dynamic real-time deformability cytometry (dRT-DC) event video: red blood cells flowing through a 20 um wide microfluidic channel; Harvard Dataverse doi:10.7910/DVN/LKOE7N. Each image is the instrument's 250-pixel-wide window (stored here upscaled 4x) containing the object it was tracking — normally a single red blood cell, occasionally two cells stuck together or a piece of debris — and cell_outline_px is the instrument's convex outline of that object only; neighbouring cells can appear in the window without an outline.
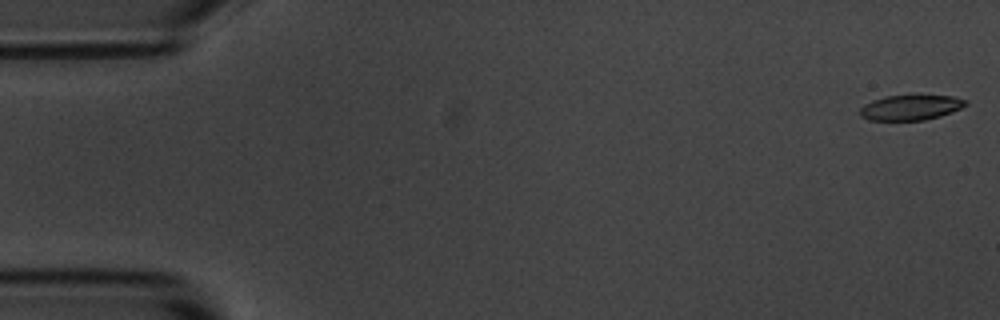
{"species": "common noctule bat (a hibernating species)", "species_latin": "Nyctalus noctula", "temperature_condition": "room temperature", "stored_images_in_passage": 55, "camera_frame_rate_fps": 3000, "um_per_image_px": 0.085, "animal": {"sex": "male", "body_mass_g": 20.1, "forearm_length_mm": 53.5}, "frame": {"image": 1, "passage_image": 1, "time_ms": 0.0, "image_size_px": [1000, 320], "cell_outline_px": [[968, 104], [952, 112], [940, 116], [924, 120], [868, 120], [860, 116], [860, 108], [864, 104], [872, 100], [884, 96], [952, 96], [968, 100]], "centroid_in_image_um": [77.39, 9.14], "position_along_channel_um": 7.6, "area_um2": 15.43}}
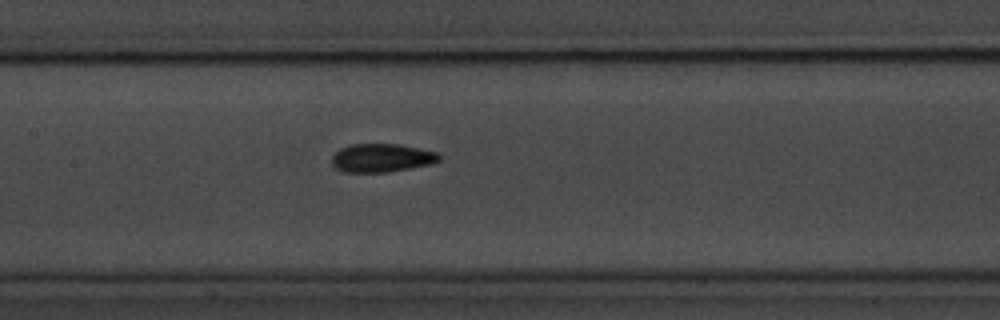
{"frame": {"image": 2, "passage_image": 26, "time_ms": 8.333, "image_size_px": [1000, 320], "cell_outline_px": [[440, 160], [432, 164], [388, 172], [344, 172], [336, 168], [332, 164], [332, 156], [340, 148], [352, 144], [400, 144], [440, 152]], "centroid_in_image_um": [32.47, 13.42], "position_along_channel_um": 174.9, "area_um2": 17.92}}
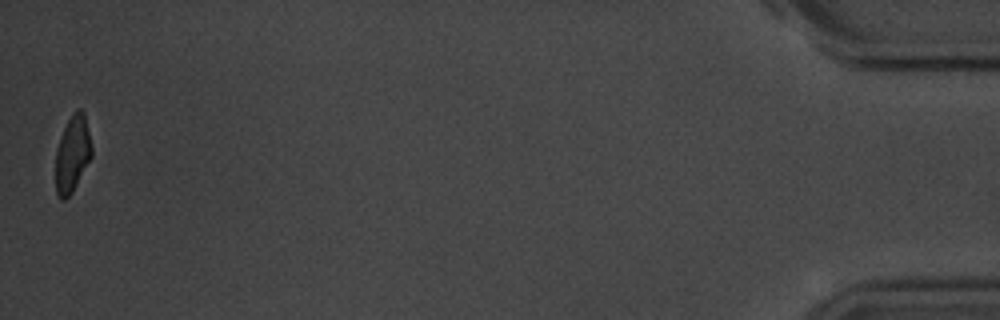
{"frame": {"image": 3, "passage_image": 55, "time_ms": 18.0, "image_size_px": [1000, 320], "cell_outline_px": [[92, 156], [72, 192], [64, 200], [60, 200], [56, 192], [56, 148], [64, 128], [72, 112], [76, 108], [80, 108], [84, 112], [92, 148]], "centroid_in_image_um": [6.15, 13.06], "position_along_channel_um": 429.0, "area_um2": 16.01}, "authors_computed_cell_mechanics": {"area_um2": 17.1666, "velocity_mm_per_s": 3.6044, "shape_relaxation_time_tau1_ms": 3.8338, "shape_relaxation_time_tau2_ms": 2.4858, "deformation_change_tau1": 0.1369, "deformation_change_tau2": 0.0881}}